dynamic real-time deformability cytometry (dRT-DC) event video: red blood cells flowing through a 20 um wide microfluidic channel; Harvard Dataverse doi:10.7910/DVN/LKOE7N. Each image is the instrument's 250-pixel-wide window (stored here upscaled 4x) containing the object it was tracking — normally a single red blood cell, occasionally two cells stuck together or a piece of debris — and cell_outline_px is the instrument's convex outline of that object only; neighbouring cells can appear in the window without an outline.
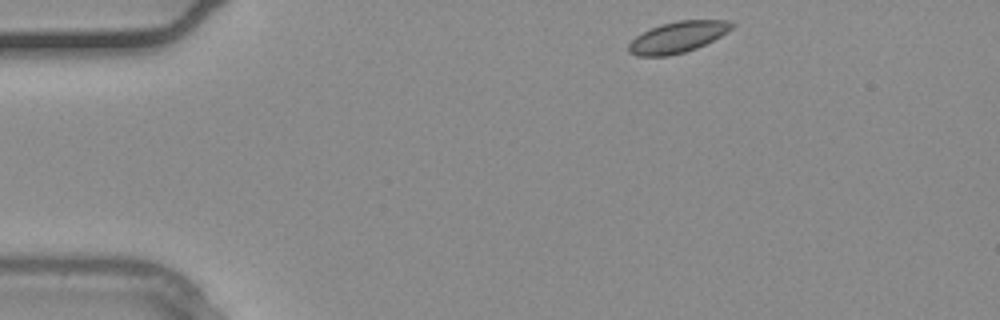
{"species": "common noctule bat (a hibernating species)", "species_latin": "Nyctalus noctula", "temperature_condition": "warm", "stored_images_in_passage": 2, "camera_frame_rate_fps": 3000, "um_per_image_px": 0.085, "animal": {"sex": "male", "body_mass_g": 20.4}, "frame": {"image": 1, "passage_image": 1, "time_ms": 0.0, "image_size_px": [1000, 320], "cell_outline_px": [[736, 24], [728, 32], [696, 48], [684, 52], [668, 56], [636, 56], [628, 52], [628, 44], [636, 36], [660, 24], [680, 20], [728, 20]], "centroid_in_image_um": [57.6, 3.15], "position_along_channel_um": 27.4, "area_um2": 18.61}}